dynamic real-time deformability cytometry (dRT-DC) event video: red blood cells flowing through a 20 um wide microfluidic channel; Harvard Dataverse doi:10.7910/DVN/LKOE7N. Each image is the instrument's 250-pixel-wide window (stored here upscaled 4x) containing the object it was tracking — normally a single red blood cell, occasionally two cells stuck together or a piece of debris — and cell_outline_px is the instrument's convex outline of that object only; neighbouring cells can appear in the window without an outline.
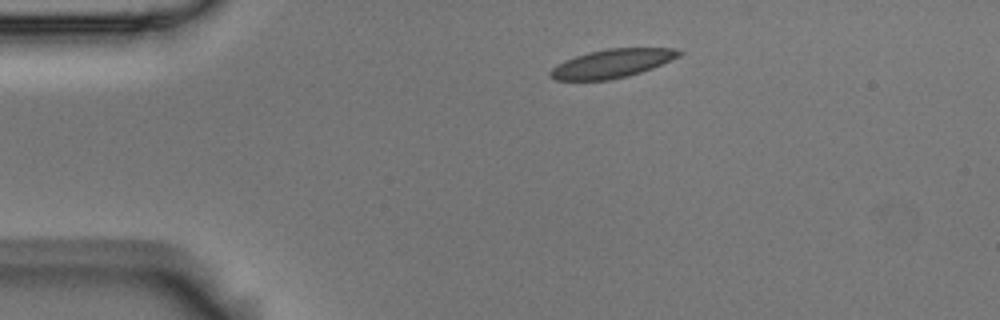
{"species": "Egyptian fruit bat (a non-hibernating species)", "species_latin": "Rousettus aegyptiacus", "temperature_condition": "room temperature", "stored_images_in_passage": 6, "camera_frame_rate_fps": 3000, "um_per_image_px": 0.085, "animal": {"sex": "male"}, "frame": {"image": 1, "passage_image": 1, "time_ms": 0.0, "image_size_px": [1000, 320], "cell_outline_px": [[684, 52], [680, 56], [652, 68], [628, 76], [608, 80], [556, 80], [548, 76], [548, 72], [556, 64], [564, 60], [588, 52], [608, 48], [676, 48]], "centroid_in_image_um": [52.0, 5.39], "position_along_channel_um": 33.0, "area_um2": 21.5}}
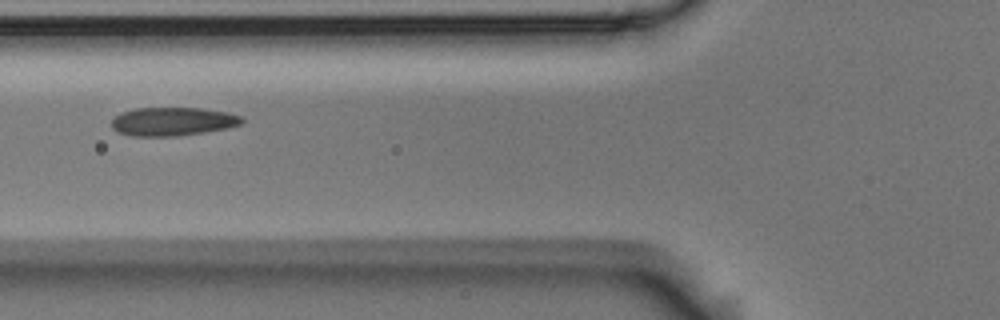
{"frame": {"image": 2, "passage_image": 4, "time_ms": 1.0, "image_size_px": [1000, 320], "cell_outline_px": [[244, 124], [228, 128], [204, 132], [176, 136], [132, 136], [120, 132], [112, 128], [112, 120], [120, 112], [136, 108], [200, 108], [228, 112], [240, 116], [244, 120]], "centroid_in_image_um": [14.71, 10.32], "position_along_channel_um": 111.1, "area_um2": 21.68}}
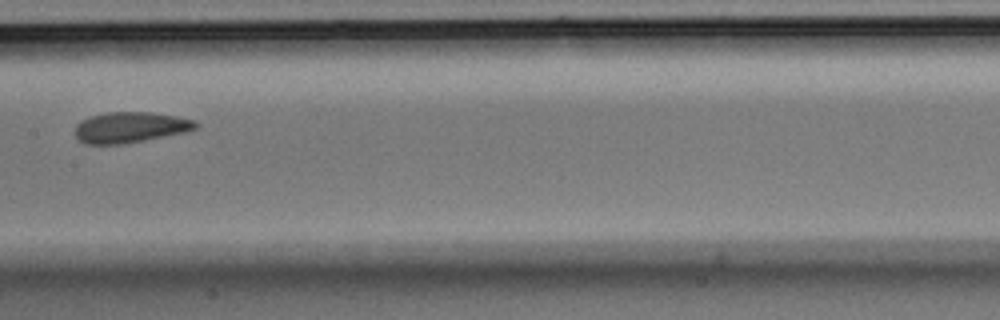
{"frame": {"image": 3, "passage_image": 6, "time_ms": 1.667, "image_size_px": [1000, 320], "cell_outline_px": [[200, 124], [196, 128], [184, 132], [144, 140], [120, 144], [88, 144], [80, 140], [76, 136], [76, 124], [80, 120], [104, 112], [152, 112], [176, 116], [196, 120]], "centroid_in_image_um": [11.08, 10.81], "position_along_channel_um": 196.3, "area_um2": 21.5}}